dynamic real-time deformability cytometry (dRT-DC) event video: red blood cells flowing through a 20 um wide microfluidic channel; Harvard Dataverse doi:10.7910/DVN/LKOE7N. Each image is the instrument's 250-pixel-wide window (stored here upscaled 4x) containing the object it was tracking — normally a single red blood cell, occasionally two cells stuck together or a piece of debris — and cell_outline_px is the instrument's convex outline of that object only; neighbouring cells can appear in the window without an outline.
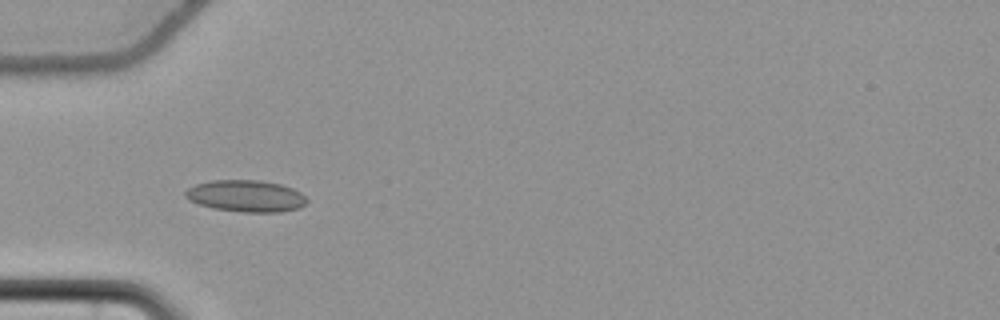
{"species": "common noctule bat (a hibernating species)", "species_latin": "Nyctalus noctula", "temperature_condition": "cold", "stored_images_in_passage": 15, "camera_frame_rate_fps": 3000, "um_per_image_px": 0.085, "animal": {"sex": "female", "body_mass_g": 22.7, "forearm_length_mm": 54.2}, "frame": {"image": 1, "passage_image": 5, "time_ms": 1.333, "image_size_px": [1000, 320], "cell_outline_px": [[308, 200], [300, 208], [280, 212], [240, 212], [212, 208], [188, 200], [184, 196], [184, 192], [188, 188], [196, 184], [212, 180], [256, 180], [280, 184], [292, 188], [300, 192]], "centroid_in_image_um": [20.89, 16.66], "position_along_channel_um": 64.1, "area_um2": 22.48}}
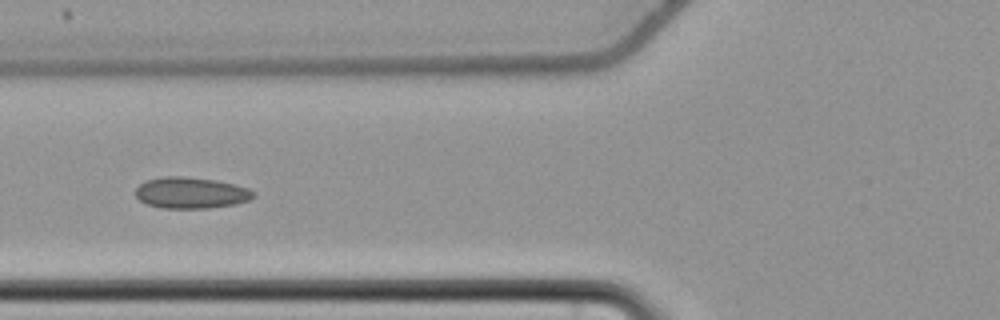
{"frame": {"image": 2, "passage_image": 9, "time_ms": 2.667, "image_size_px": [1000, 320], "cell_outline_px": [[256, 196], [248, 200], [236, 204], [208, 208], [164, 208], [148, 204], [140, 200], [136, 196], [136, 188], [140, 184], [148, 180], [160, 176], [184, 176], [216, 180], [248, 188], [256, 192]], "centroid_in_image_um": [16.25, 16.38], "position_along_channel_um": 109.5, "area_um2": 21.44}}